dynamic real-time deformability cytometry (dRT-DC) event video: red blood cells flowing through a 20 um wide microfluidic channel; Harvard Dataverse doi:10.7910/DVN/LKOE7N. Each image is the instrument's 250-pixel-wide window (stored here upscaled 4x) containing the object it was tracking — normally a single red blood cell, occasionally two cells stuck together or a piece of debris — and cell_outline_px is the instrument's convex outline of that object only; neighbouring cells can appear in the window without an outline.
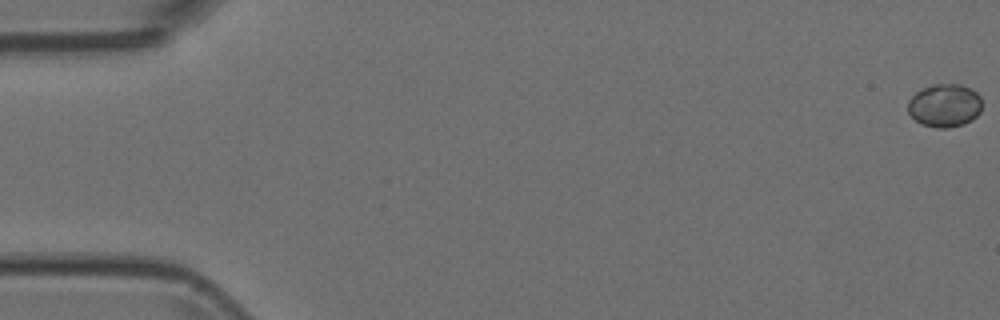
{"species": "Egyptian fruit bat (a non-hibernating species)", "species_latin": "Rousettus aegyptiacus", "temperature_condition": "room temperature", "stored_images_in_passage": 55, "camera_frame_rate_fps": 3000, "um_per_image_px": 0.085, "animal": {"sex": "female"}, "frame": {"image": 1, "passage_image": 1, "time_ms": 0.0, "image_size_px": [1000, 320], "cell_outline_px": [[980, 112], [972, 120], [964, 124], [948, 128], [936, 128], [920, 124], [908, 112], [908, 100], [916, 92], [932, 84], [960, 84], [972, 88], [980, 96]], "centroid_in_image_um": [80.29, 8.97], "position_along_channel_um": 4.7, "area_um2": 18.73}}
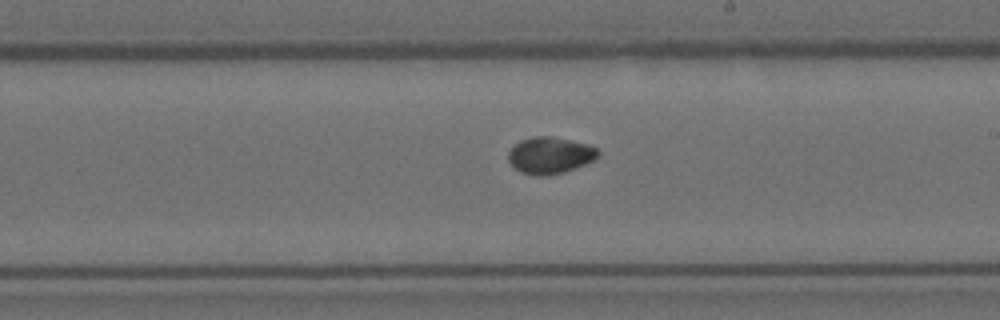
{"frame": {"image": 2, "passage_image": 32, "time_ms": 10.333, "image_size_px": [1000, 320], "cell_outline_px": [[600, 152], [592, 160], [584, 164], [564, 172], [544, 176], [540, 176], [520, 172], [508, 160], [508, 152], [520, 140], [532, 136], [552, 136], [588, 144], [596, 148]], "centroid_in_image_um": [46.73, 13.19], "position_along_channel_um": 242.3, "area_um2": 18.96}}
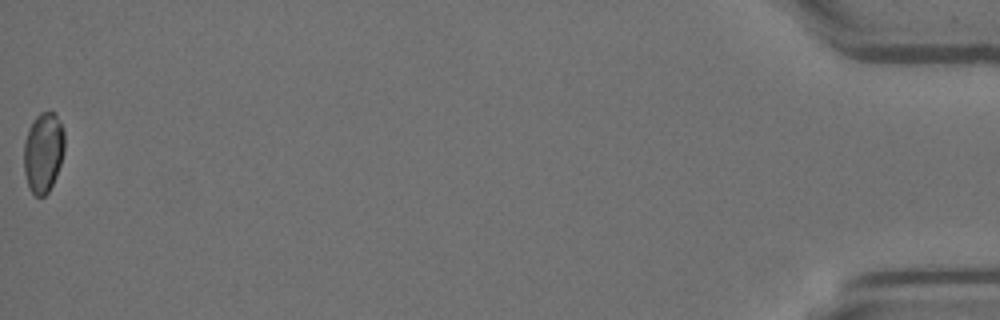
{"frame": {"image": 3, "passage_image": 55, "time_ms": 18.0, "image_size_px": [1000, 320], "cell_outline_px": [[64, 152], [56, 176], [48, 192], [44, 196], [36, 196], [32, 192], [28, 184], [24, 172], [24, 140], [28, 128], [32, 120], [40, 112], [52, 112], [56, 116], [64, 128]], "centroid_in_image_um": [3.67, 12.92], "position_along_channel_um": 431.5, "area_um2": 19.02}}